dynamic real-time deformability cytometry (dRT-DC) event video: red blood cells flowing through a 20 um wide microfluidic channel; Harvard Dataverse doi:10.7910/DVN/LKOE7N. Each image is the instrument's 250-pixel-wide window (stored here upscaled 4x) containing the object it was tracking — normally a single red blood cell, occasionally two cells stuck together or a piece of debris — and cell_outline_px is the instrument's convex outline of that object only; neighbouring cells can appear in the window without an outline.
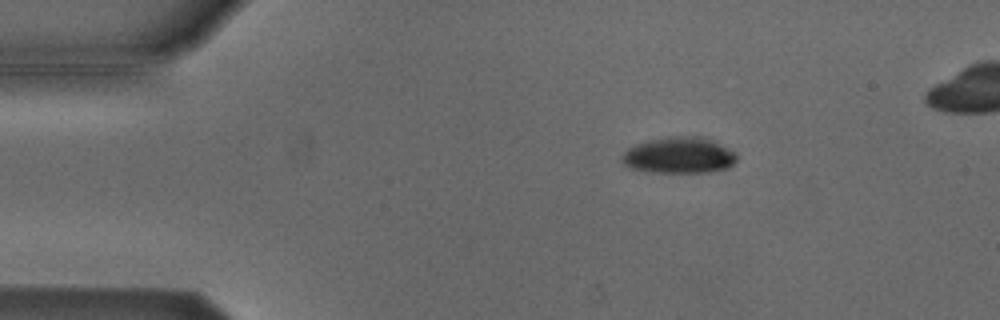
{"species": "Egyptian fruit bat (a non-hibernating species)", "species_latin": "Rousettus aegyptiacus", "temperature_condition": "cold", "stored_images_in_passage": 6, "camera_frame_rate_fps": 3000, "um_per_image_px": 0.085, "animal": {"sex": "male"}, "frame": {"image": 1, "passage_image": 3, "time_ms": 0.667, "image_size_px": [1000, 320], "cell_outline_px": [[736, 160], [728, 168], [708, 172], [648, 172], [628, 168], [620, 160], [620, 156], [628, 148], [636, 144], [648, 140], [668, 136], [704, 136], [736, 152]], "centroid_in_image_um": [57.68, 13.2], "position_along_channel_um": 27.3, "area_um2": 24.51}}